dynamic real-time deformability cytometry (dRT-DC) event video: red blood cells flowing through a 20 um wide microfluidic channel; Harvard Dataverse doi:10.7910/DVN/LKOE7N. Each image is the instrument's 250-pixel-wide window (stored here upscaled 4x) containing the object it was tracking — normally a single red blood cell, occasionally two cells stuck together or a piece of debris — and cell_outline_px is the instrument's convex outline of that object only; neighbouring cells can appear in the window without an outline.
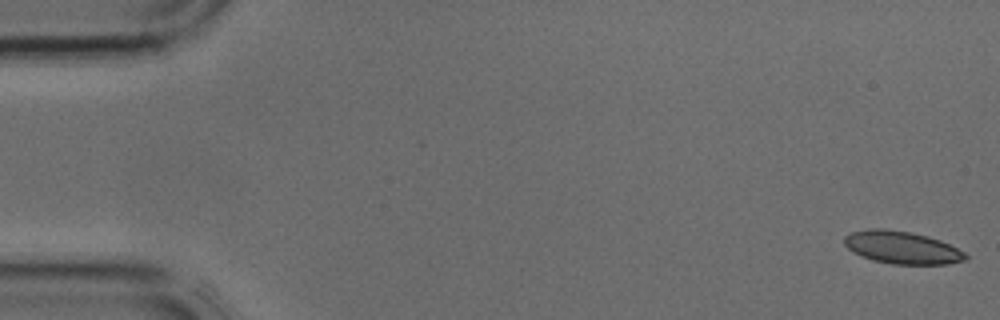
{"species": "common noctule bat (a hibernating species)", "species_latin": "Nyctalus noctula", "temperature_condition": "cold", "stored_images_in_passage": 4, "camera_frame_rate_fps": 3000, "um_per_image_px": 0.085, "animal": {"sex": "male", "body_mass_g": 17.9, "forearm_length_mm": 54.2}, "frame": {"image": 1, "passage_image": 1, "time_ms": 0.0, "image_size_px": [1000, 320], "cell_outline_px": [[968, 260], [948, 264], [892, 264], [872, 260], [852, 252], [844, 244], [844, 236], [852, 232], [868, 228], [884, 228], [912, 232], [928, 236], [940, 240], [964, 252], [968, 256]], "centroid_in_image_um": [76.66, 21.03], "position_along_channel_um": 8.3, "area_um2": 23.18}}
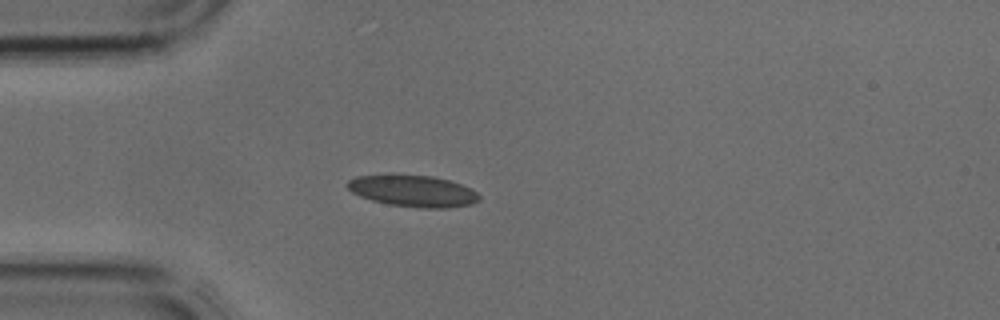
{"frame": {"image": 2, "passage_image": 4, "time_ms": 1.0, "image_size_px": [1000, 320], "cell_outline_px": [[480, 200], [472, 204], [448, 208], [420, 208], [388, 204], [372, 200], [360, 196], [352, 192], [344, 184], [348, 180], [356, 176], [392, 172], [432, 176], [452, 180], [472, 188], [480, 196]], "centroid_in_image_um": [35.08, 16.19], "position_along_channel_um": 49.9, "area_um2": 25.2}}